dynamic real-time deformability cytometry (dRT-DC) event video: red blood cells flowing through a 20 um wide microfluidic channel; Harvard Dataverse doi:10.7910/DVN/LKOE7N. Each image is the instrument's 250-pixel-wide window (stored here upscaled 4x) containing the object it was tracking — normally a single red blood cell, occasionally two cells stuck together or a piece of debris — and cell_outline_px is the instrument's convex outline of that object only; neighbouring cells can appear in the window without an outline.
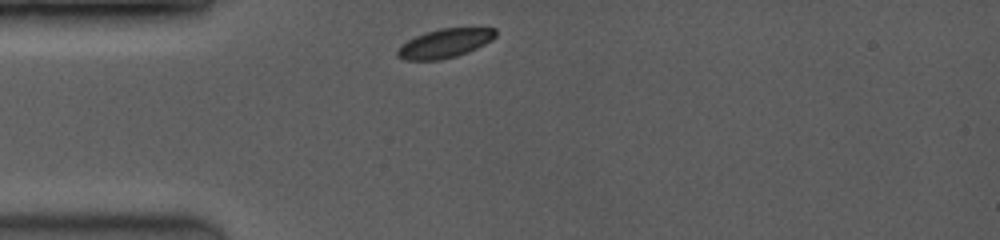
{"species": "common noctule bat (a hibernating species)", "species_latin": "Nyctalus noctula", "temperature_condition": "room temperature", "stored_images_in_passage": 31, "camera_frame_rate_fps": 3500, "um_per_image_px": 0.085, "animal": {"sex": "female", "body_mass_g": 19.0, "forearm_length_mm": 53.3}, "frame": {"image": 1, "passage_image": 1, "time_ms": 0.0, "image_size_px": [1000, 240], "cell_outline_px": [[496, 36], [492, 40], [476, 48], [456, 56], [440, 60], [404, 60], [396, 56], [396, 52], [408, 40], [424, 32], [440, 28], [496, 28]], "centroid_in_image_um": [37.81, 3.68], "position_along_channel_um": 47.2, "area_um2": 16.42}}
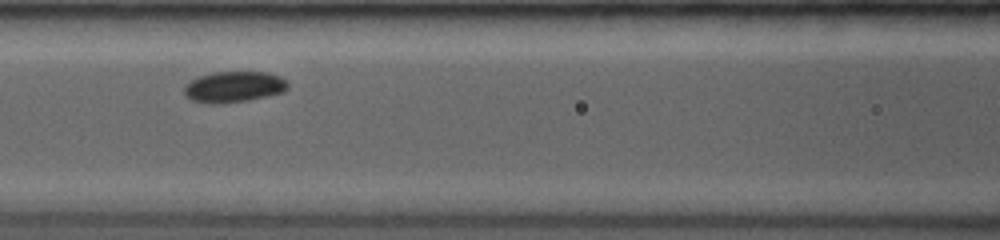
{"frame": {"image": 2, "passage_image": 11, "time_ms": 2.857, "image_size_px": [1000, 240], "cell_outline_px": [[288, 88], [284, 92], [248, 100], [220, 104], [208, 104], [192, 100], [184, 92], [184, 88], [196, 76], [212, 72], [268, 72], [280, 76], [288, 84]], "centroid_in_image_um": [19.88, 7.38], "position_along_channel_um": 146.7, "area_um2": 18.73}}
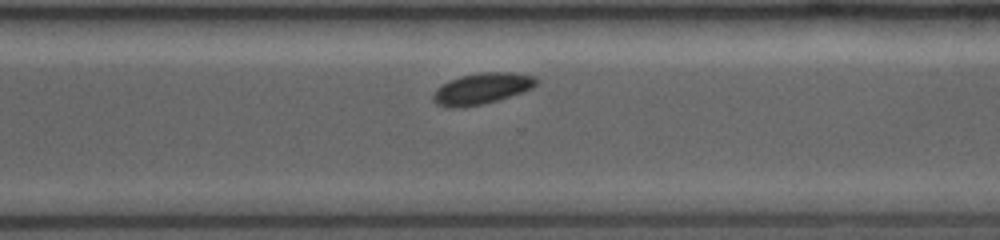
{"frame": {"image": 3, "passage_image": 27, "time_ms": 7.429, "image_size_px": [1000, 240], "cell_outline_px": [[540, 80], [532, 88], [496, 100], [464, 108], [448, 108], [436, 104], [432, 100], [432, 96], [436, 88], [448, 80], [460, 76], [480, 72], [512, 72], [532, 76]], "centroid_in_image_um": [40.89, 7.53], "position_along_channel_um": 329.7, "area_um2": 18.73}}